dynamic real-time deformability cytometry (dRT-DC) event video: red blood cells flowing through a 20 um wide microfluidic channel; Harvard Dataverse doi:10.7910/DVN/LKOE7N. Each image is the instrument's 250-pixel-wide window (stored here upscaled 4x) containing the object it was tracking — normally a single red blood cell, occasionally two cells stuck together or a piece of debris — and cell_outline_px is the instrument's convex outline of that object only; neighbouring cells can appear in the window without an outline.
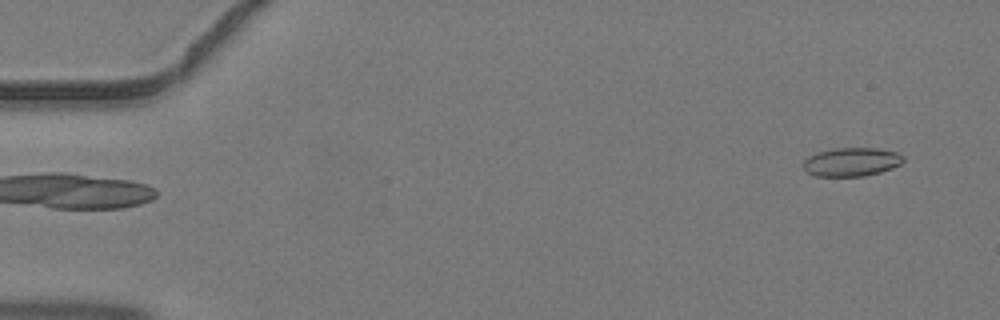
{"species": "common noctule bat (a hibernating species)", "species_latin": "Nyctalus noctula", "temperature_condition": "warm", "stored_images_in_passage": 4, "segment_of_instrument_passage": [2, 2], "camera_frame_rate_fps": 3000, "um_per_image_px": 0.085, "animal": {"sex": "male", "body_mass_g": 19.2, "forearm_length_mm": 51.8}, "frame": {"image": 1, "passage_image": 4, "time_ms": 1.0, "image_size_px": [1000, 320], "cell_outline_px": [[904, 160], [900, 164], [892, 168], [880, 172], [864, 176], [816, 176], [808, 172], [804, 168], [804, 160], [808, 156], [820, 152], [836, 148], [876, 148], [896, 152], [904, 156]], "centroid_in_image_um": [72.4, 13.76], "position_along_channel_um": 12.6, "area_um2": 16.53}}